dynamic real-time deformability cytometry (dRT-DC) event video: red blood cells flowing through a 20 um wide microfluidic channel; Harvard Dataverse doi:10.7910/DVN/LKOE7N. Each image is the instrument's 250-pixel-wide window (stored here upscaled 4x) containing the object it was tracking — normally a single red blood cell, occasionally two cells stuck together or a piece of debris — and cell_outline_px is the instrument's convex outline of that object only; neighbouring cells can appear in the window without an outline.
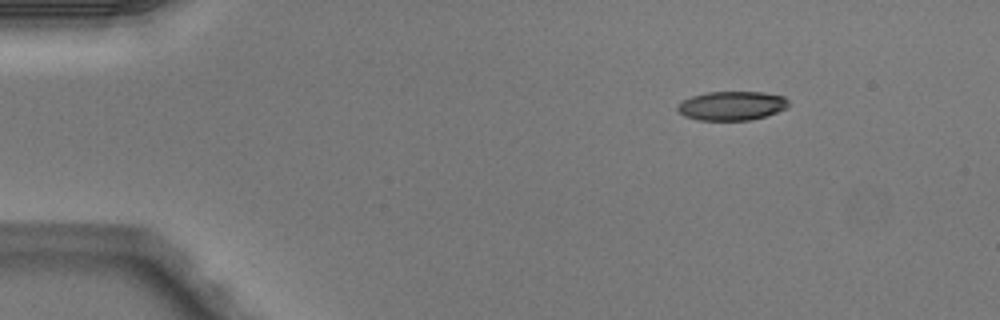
{"species": "Egyptian fruit bat (a non-hibernating species)", "species_latin": "Rousettus aegyptiacus", "temperature_condition": "warm", "stored_images_in_passage": 3, "camera_frame_rate_fps": 3000, "um_per_image_px": 0.085, "animal": {"sex": "male"}, "frame": {"image": 1, "passage_image": 1, "time_ms": 0.0, "image_size_px": [1000, 320], "cell_outline_px": [[788, 108], [752, 120], [696, 120], [684, 116], [676, 108], [676, 104], [692, 96], [708, 92], [760, 92], [784, 96], [788, 100]], "centroid_in_image_um": [62.19, 8.99], "position_along_channel_um": 22.8, "area_um2": 18.79}}